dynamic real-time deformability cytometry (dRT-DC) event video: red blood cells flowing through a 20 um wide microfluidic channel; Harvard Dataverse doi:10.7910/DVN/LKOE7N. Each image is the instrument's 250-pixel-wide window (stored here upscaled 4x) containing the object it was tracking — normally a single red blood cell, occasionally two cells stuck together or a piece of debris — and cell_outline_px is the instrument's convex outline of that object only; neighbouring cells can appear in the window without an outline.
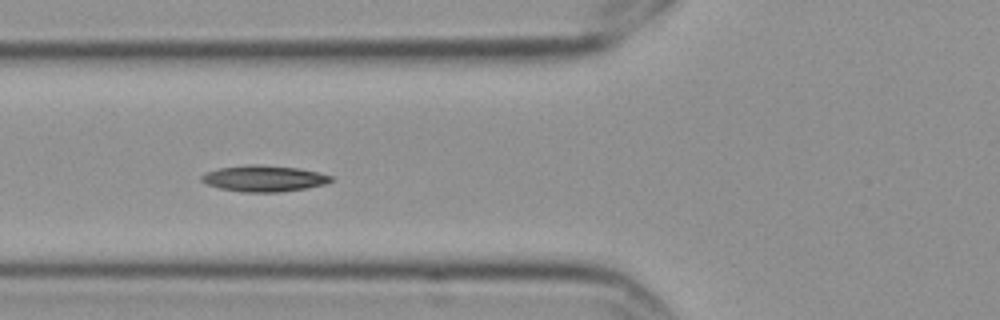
{"species": "Egyptian fruit bat (a non-hibernating species)", "species_latin": "Rousettus aegyptiacus", "temperature_condition": "cold", "stored_images_in_passage": 7, "camera_frame_rate_fps": 3000, "um_per_image_px": 0.085, "frame": {"image": 1, "passage_image": 7, "time_ms": 2.0, "image_size_px": [1000, 320], "cell_outline_px": [[332, 180], [324, 184], [304, 188], [280, 192], [244, 192], [220, 188], [208, 184], [200, 180], [200, 176], [204, 172], [220, 168], [248, 164], [256, 164], [296, 168], [316, 172], [332, 176]], "centroid_in_image_um": [22.37, 15.17], "position_along_channel_um": 103.4, "area_um2": 19.48}}